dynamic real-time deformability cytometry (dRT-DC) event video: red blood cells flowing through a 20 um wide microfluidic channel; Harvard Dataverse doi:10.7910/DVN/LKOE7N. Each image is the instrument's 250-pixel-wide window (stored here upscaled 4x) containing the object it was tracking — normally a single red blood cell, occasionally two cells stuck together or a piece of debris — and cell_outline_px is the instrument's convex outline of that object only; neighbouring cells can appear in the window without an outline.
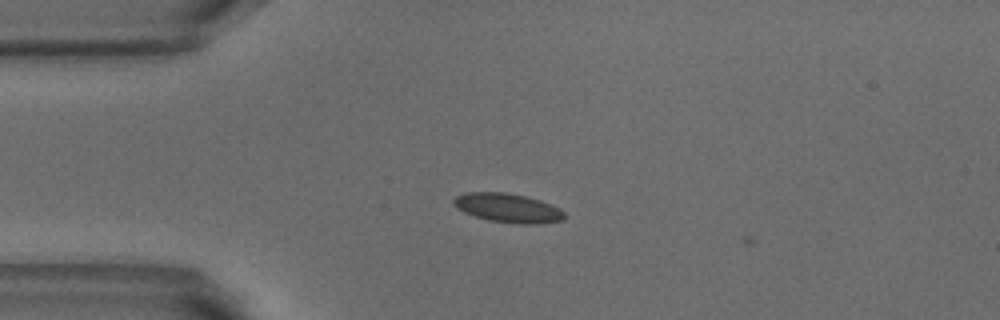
{"species": "common noctule bat (a hibernating species)", "species_latin": "Nyctalus noctula", "temperature_condition": "warm", "stored_images_in_passage": 8, "camera_frame_rate_fps": 3000, "um_per_image_px": 0.085, "animal": {"sex": "male", "body_mass_g": 18.8}, "frame": {"image": 1, "passage_image": 7, "time_ms": 2.0, "image_size_px": [1000, 320], "cell_outline_px": [[564, 220], [536, 224], [516, 224], [488, 220], [464, 212], [456, 208], [452, 204], [452, 200], [456, 196], [464, 192], [504, 192], [524, 196], [540, 200], [560, 208], [564, 212]], "centroid_in_image_um": [43.14, 17.67], "position_along_channel_um": 41.9, "area_um2": 18.84}}